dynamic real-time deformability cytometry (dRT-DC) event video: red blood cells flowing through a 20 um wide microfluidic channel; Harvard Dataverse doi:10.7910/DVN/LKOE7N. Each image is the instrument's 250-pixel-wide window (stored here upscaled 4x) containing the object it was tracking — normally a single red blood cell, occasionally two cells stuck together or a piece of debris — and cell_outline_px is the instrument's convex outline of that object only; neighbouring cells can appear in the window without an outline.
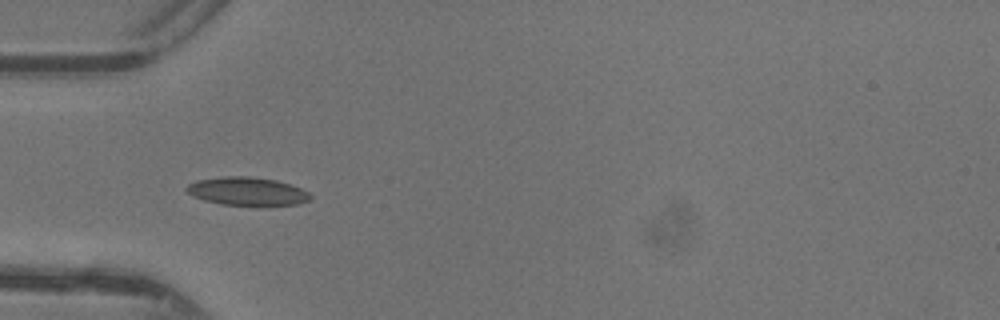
{"species": "common noctule bat (a hibernating species)", "species_latin": "Nyctalus noctula", "temperature_condition": "warm", "stored_images_in_passage": 47, "camera_frame_rate_fps": 3000, "um_per_image_px": 0.085, "animal": {"sex": "female"}, "frame": {"image": 1, "passage_image": 15, "time_ms": 4.667, "image_size_px": [1000, 320], "cell_outline_px": [[312, 196], [308, 200], [296, 204], [256, 208], [220, 204], [204, 200], [192, 196], [184, 188], [188, 184], [196, 180], [224, 176], [248, 176], [276, 180], [292, 184], [308, 192]], "centroid_in_image_um": [21.01, 16.3], "position_along_channel_um": 64.0, "area_um2": 21.15}}
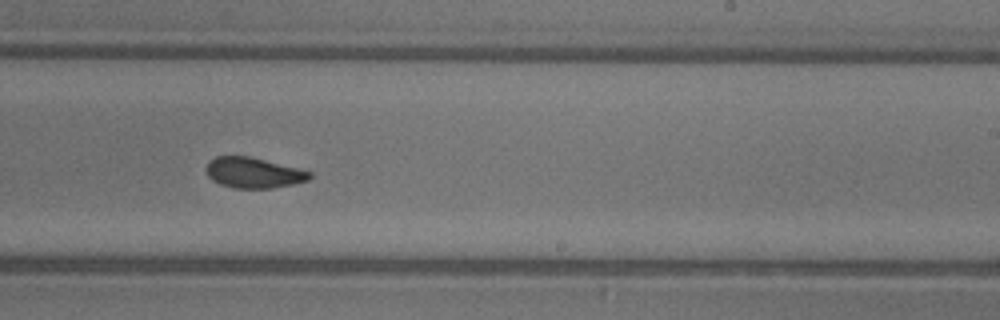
{"frame": {"image": 2, "passage_image": 29, "time_ms": 9.333, "image_size_px": [1000, 320], "cell_outline_px": [[312, 176], [308, 180], [292, 184], [272, 188], [236, 188], [220, 184], [212, 180], [208, 176], [204, 168], [208, 160], [216, 156], [248, 156], [300, 168], [312, 172]], "centroid_in_image_um": [21.52, 14.67], "position_along_channel_um": 267.5, "area_um2": 18.55}}
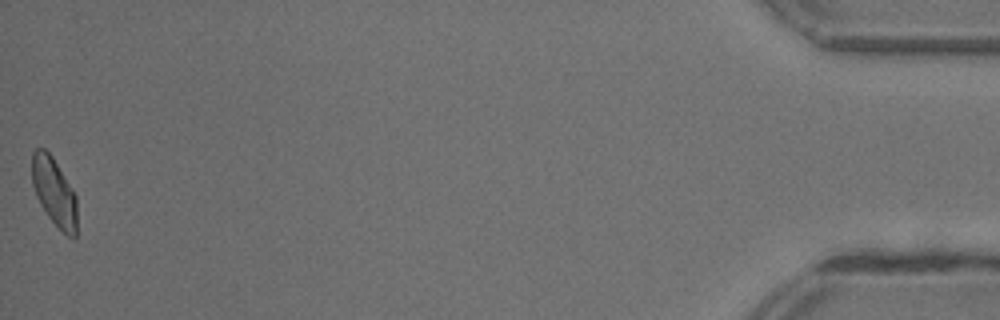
{"frame": {"image": 3, "passage_image": 47, "time_ms": 15.333, "image_size_px": [1000, 320], "cell_outline_px": [[76, 236], [68, 236], [48, 216], [40, 204], [36, 196], [32, 184], [32, 152], [36, 148], [44, 148], [52, 156], [76, 196]], "centroid_in_image_um": [4.58, 16.28], "position_along_channel_um": 430.6, "area_um2": 17.51}, "authors_computed_cell_mechanics": {"area_um2": 18.8428, "velocity_mm_per_s": 4.3906, "shape_relaxation_time_tau1_ms": 4.7615, "shape_relaxation_time_tau2_ms": 1.2572, "deformation_change_tau1": 0.1192, "deformation_change_tau2": 0.0646}}